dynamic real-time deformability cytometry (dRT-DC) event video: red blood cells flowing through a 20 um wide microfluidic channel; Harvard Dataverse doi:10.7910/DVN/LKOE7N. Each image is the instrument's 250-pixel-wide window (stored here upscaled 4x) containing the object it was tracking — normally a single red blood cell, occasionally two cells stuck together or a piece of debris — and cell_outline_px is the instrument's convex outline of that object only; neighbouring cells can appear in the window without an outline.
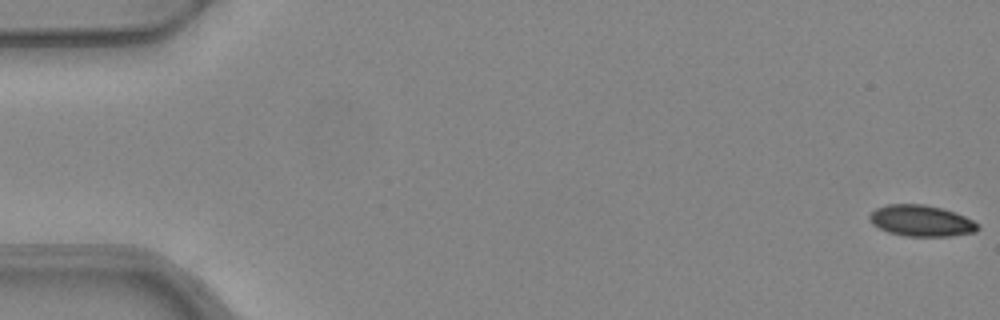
{"species": "common noctule bat (a hibernating species)", "species_latin": "Nyctalus noctula", "temperature_condition": "warm", "stored_images_in_passage": 53, "camera_frame_rate_fps": 3000, "um_per_image_px": 0.085, "animal": {"sex": "female", "body_mass_g": 24.6, "forearm_length_mm": 56.2}, "frame": {"image": 1, "passage_image": 1, "time_ms": 0.0, "image_size_px": [1000, 320], "cell_outline_px": [[980, 228], [976, 232], [952, 236], [904, 236], [888, 232], [872, 224], [868, 220], [868, 216], [876, 208], [888, 204], [924, 204], [956, 212], [980, 224]], "centroid_in_image_um": [78.31, 18.77], "position_along_channel_um": 6.7, "area_um2": 19.83}}
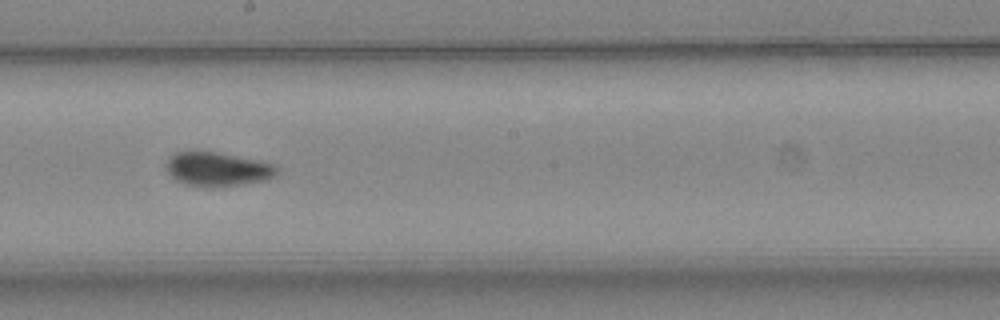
{"frame": {"image": 2, "passage_image": 30, "time_ms": 9.667, "image_size_px": [1000, 320], "cell_outline_px": [[280, 172], [264, 180], [240, 184], [184, 184], [168, 176], [164, 168], [168, 156], [176, 152], [188, 148], [192, 148], [216, 152], [260, 160], [276, 164], [280, 168]], "centroid_in_image_um": [18.41, 14.29], "position_along_channel_um": 229.8, "area_um2": 22.14}}
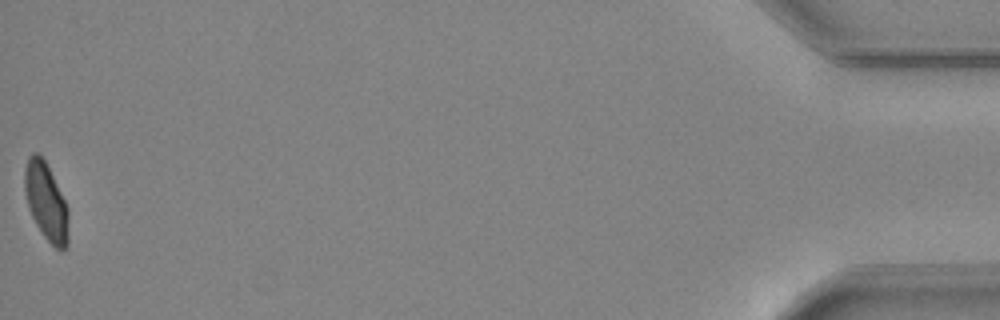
{"frame": {"image": 3, "passage_image": 53, "time_ms": 17.333, "image_size_px": [1000, 320], "cell_outline_px": [[68, 244], [64, 248], [56, 248], [44, 236], [36, 224], [28, 208], [24, 188], [24, 168], [28, 156], [32, 152], [36, 152], [44, 160], [68, 208]], "centroid_in_image_um": [3.89, 17.13], "position_along_channel_um": 431.3, "area_um2": 19.48}, "authors_computed_cell_mechanics": {"area_um2": 21.0392, "velocity_mm_per_s": 3.9541, "shape_relaxation_time_tau1_ms": 7.8137, "shape_relaxation_time_tau2_ms": null, "deformation_change_tau1": 0.1597, "deformation_change_tau2": null}}